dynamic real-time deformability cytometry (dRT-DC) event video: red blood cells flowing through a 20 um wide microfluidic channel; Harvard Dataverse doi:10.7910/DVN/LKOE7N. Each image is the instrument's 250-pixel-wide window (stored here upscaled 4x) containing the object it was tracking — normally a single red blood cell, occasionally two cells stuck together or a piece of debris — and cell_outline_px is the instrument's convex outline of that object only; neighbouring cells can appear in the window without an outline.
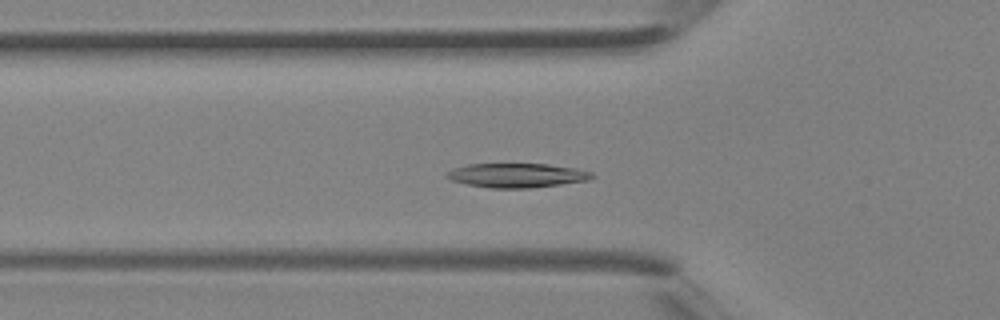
{"species": "Egyptian fruit bat (a non-hibernating species)", "species_latin": "Rousettus aegyptiacus", "temperature_condition": "room temperature", "stored_images_in_passage": 34, "segment_of_instrument_passage": [1, 2], "camera_frame_rate_fps": 3000, "um_per_image_px": 0.085, "animal": {"sex": "female"}, "frame": {"image": 1, "passage_image": 6, "time_ms": 1.667, "image_size_px": [1000, 320], "cell_outline_px": [[596, 176], [592, 180], [532, 188], [492, 188], [468, 184], [452, 180], [444, 176], [452, 168], [468, 164], [548, 164], [576, 168], [592, 172]], "centroid_in_image_um": [44.0, 14.9], "position_along_channel_um": 81.8, "area_um2": 20.63}}
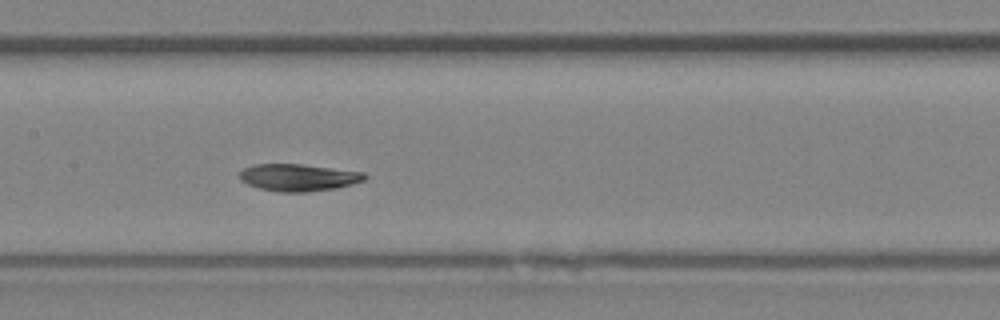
{"frame": {"image": 2, "passage_image": 12, "time_ms": 3.667, "image_size_px": [1000, 320], "cell_outline_px": [[368, 176], [364, 180], [352, 184], [336, 188], [308, 192], [280, 192], [260, 188], [248, 184], [240, 180], [240, 172], [244, 168], [252, 164], [300, 164], [364, 172]], "centroid_in_image_um": [25.37, 15.08], "position_along_channel_um": 182.0, "area_um2": 19.71}}
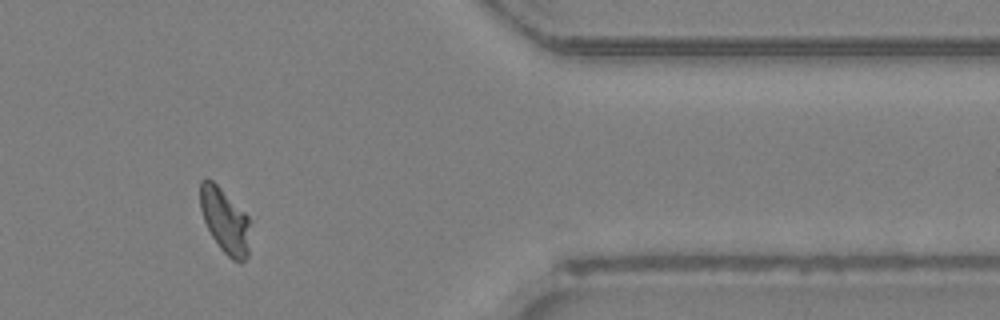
{"frame": {"image": 3, "passage_image": 26, "time_ms": 8.333, "image_size_px": [1000, 320], "cell_outline_px": [[248, 256], [240, 264], [232, 260], [220, 248], [212, 236], [204, 220], [200, 208], [200, 180], [204, 176], [212, 180], [248, 216]], "centroid_in_image_um": [19.09, 18.75], "position_along_channel_um": 392.3, "area_um2": 18.61}}